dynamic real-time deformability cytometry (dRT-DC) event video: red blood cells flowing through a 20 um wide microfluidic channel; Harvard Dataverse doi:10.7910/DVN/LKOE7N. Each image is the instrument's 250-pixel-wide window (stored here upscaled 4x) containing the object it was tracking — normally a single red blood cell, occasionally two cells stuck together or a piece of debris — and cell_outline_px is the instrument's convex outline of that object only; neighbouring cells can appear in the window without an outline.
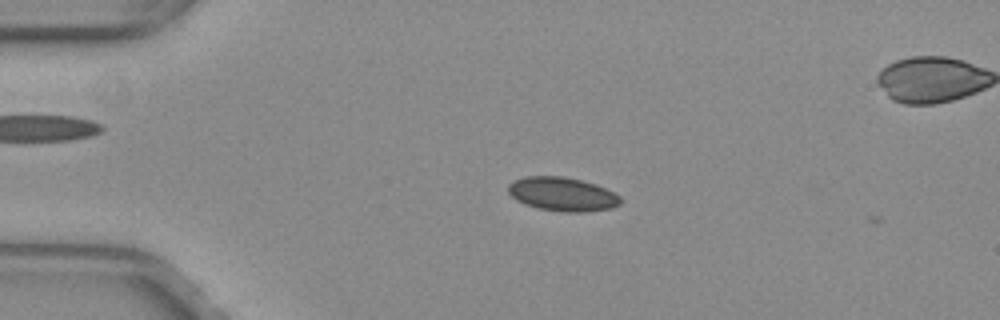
{"species": "common noctule bat (a hibernating species)", "species_latin": "Nyctalus noctula", "temperature_condition": "warm", "stored_images_in_passage": 2, "camera_frame_rate_fps": 3000, "um_per_image_px": 0.085, "animal": {"sex": "female", "body_mass_g": 29.2, "forearm_length_mm": 56.3}, "frame": {"image": 1, "passage_image": 1, "time_ms": 0.0, "image_size_px": [1000, 320], "cell_outline_px": [[620, 204], [612, 208], [584, 212], [564, 212], [536, 208], [524, 204], [516, 200], [508, 192], [508, 184], [512, 180], [524, 176], [564, 176], [596, 184], [620, 196]], "centroid_in_image_um": [47.76, 16.5], "position_along_channel_um": 37.2, "area_um2": 22.25}}